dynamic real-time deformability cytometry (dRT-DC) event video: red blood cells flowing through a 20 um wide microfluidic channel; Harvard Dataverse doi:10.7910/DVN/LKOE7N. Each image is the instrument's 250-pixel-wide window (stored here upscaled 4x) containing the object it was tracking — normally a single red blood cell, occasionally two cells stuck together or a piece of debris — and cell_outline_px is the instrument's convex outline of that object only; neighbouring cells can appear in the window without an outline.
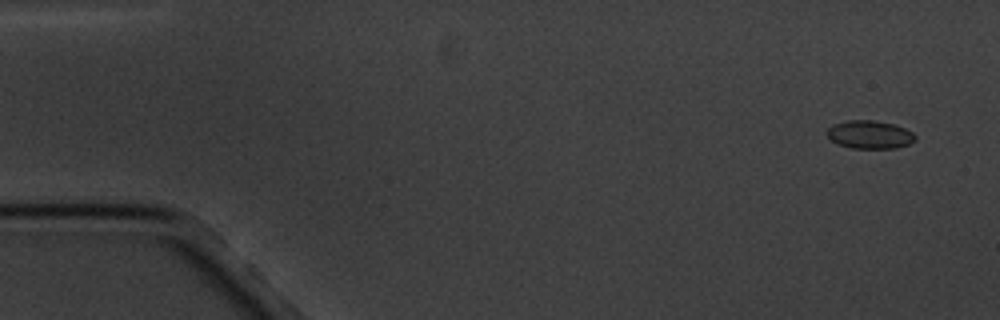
{"species": "common noctule bat (a hibernating species)", "species_latin": "Nyctalus noctula", "temperature_condition": "cold", "stored_images_in_passage": 6, "camera_frame_rate_fps": 3000, "um_per_image_px": 0.085, "animal": {"sex": "male", "body_mass_g": 20.1, "forearm_length_mm": 53.5}, "frame": {"image": 1, "passage_image": 2, "time_ms": 1.0, "image_size_px": [1000, 320], "cell_outline_px": [[916, 140], [908, 144], [896, 148], [852, 148], [840, 144], [832, 140], [824, 132], [832, 124], [848, 120], [872, 120], [892, 124], [904, 128], [912, 132], [916, 136]], "centroid_in_image_um": [73.91, 11.43], "position_along_channel_um": 11.1, "area_um2": 14.39}}
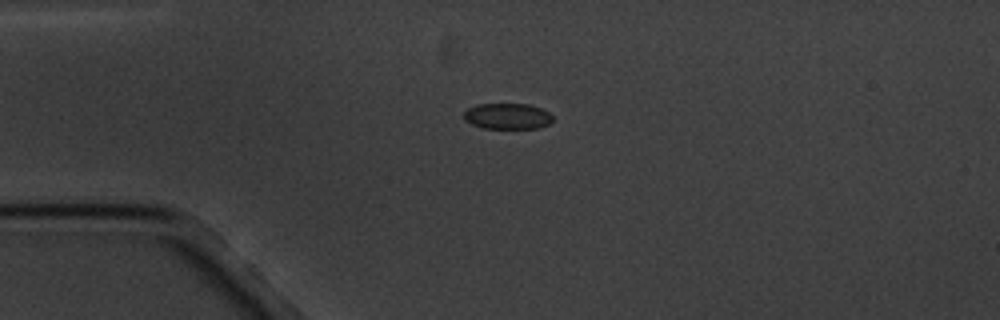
{"frame": {"image": 2, "passage_image": 5, "time_ms": 4.667, "image_size_px": [1000, 320], "cell_outline_px": [[552, 120], [548, 124], [540, 128], [484, 128], [472, 124], [464, 120], [464, 112], [468, 108], [476, 104], [528, 104], [540, 108], [548, 112], [552, 116]], "centroid_in_image_um": [43.12, 9.87], "position_along_channel_um": 41.9, "area_um2": 13.35}}